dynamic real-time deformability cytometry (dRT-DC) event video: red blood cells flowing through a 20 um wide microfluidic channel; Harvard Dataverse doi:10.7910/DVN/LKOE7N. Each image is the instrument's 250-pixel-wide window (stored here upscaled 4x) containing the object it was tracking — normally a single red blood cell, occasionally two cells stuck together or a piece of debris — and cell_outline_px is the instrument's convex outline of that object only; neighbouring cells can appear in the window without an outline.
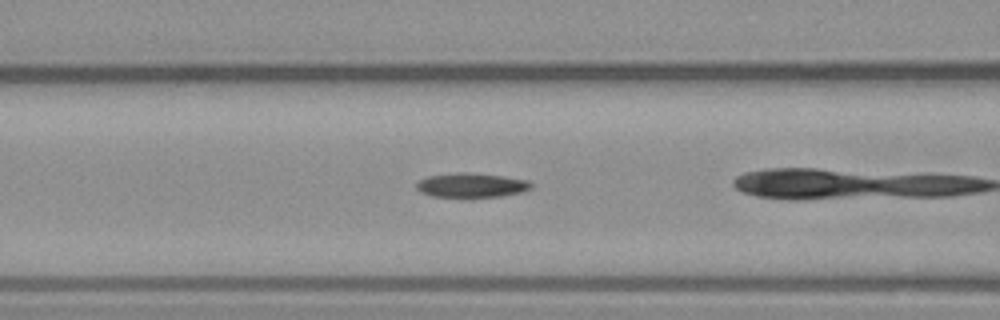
{"species": "common noctule bat (a hibernating species)", "species_latin": "Nyctalus noctula", "temperature_condition": "warm", "stored_images_in_passage": 30, "camera_frame_rate_fps": 3000, "um_per_image_px": 0.085, "animal": {"sex": "male", "body_mass_g": 23.1, "forearm_length_mm": 52.7}, "frame": {"image": 1, "passage_image": 14, "time_ms": 4.333, "image_size_px": [1000, 320], "cell_outline_px": [[532, 188], [524, 192], [500, 196], [464, 200], [432, 196], [420, 192], [416, 188], [416, 184], [420, 180], [428, 176], [456, 172], [468, 172], [504, 176], [528, 180], [532, 184]], "centroid_in_image_um": [40.06, 15.78], "position_along_channel_um": 126.5, "area_um2": 17.17}}
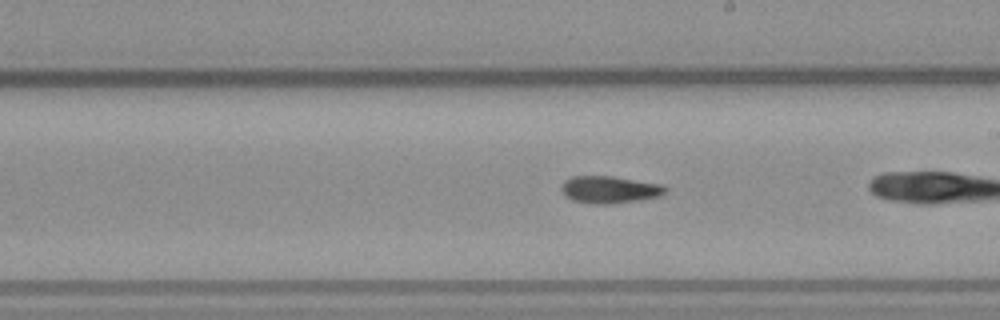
{"frame": {"image": 2, "passage_image": 22, "time_ms": 7.0, "image_size_px": [1000, 320], "cell_outline_px": [[668, 192], [660, 196], [640, 200], [608, 204], [592, 204], [572, 200], [564, 196], [560, 188], [564, 180], [572, 176], [612, 176], [664, 184], [668, 188]], "centroid_in_image_um": [51.83, 16.11], "position_along_channel_um": 237.2, "area_um2": 16.82}}
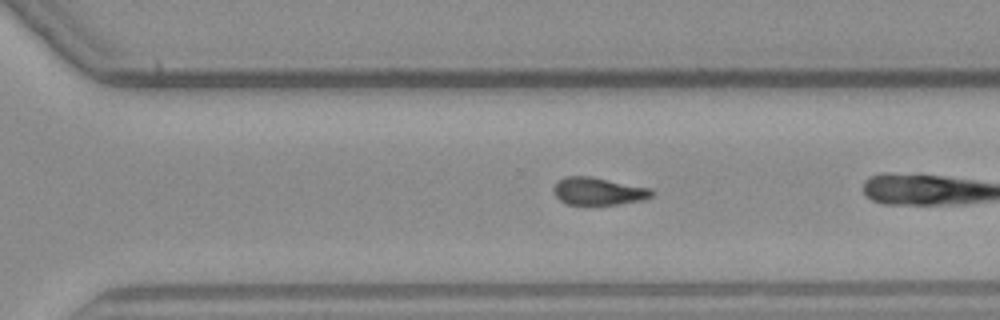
{"frame": {"image": 3, "passage_image": 28, "time_ms": 9.0, "image_size_px": [1000, 320], "cell_outline_px": [[656, 192], [652, 196], [644, 200], [620, 204], [592, 208], [564, 204], [552, 192], [552, 188], [564, 176], [592, 176], [652, 188]], "centroid_in_image_um": [50.87, 16.3], "position_along_channel_um": 319.7, "area_um2": 16.82}}